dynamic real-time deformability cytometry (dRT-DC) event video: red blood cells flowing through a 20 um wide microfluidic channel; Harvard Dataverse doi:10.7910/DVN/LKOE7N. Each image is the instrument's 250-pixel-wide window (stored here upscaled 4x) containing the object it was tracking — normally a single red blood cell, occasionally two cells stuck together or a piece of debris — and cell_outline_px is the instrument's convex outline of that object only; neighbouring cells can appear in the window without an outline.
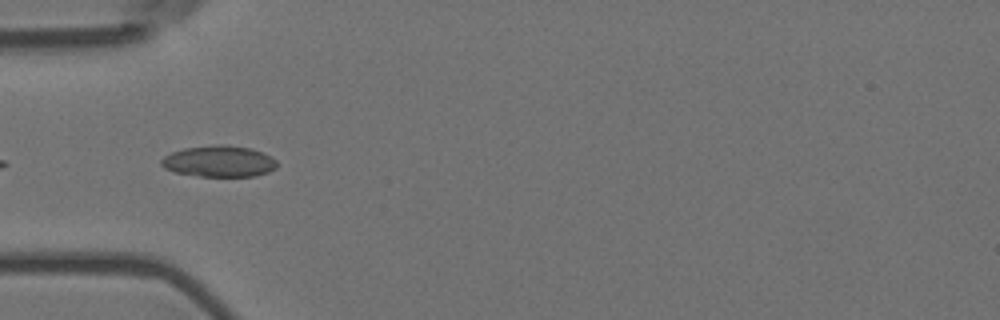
{"species": "Egyptian fruit bat (a non-hibernating species)", "species_latin": "Rousettus aegyptiacus", "temperature_condition": "room temperature", "stored_images_in_passage": 7, "camera_frame_rate_fps": 3000, "um_per_image_px": 0.085, "animal": {"sex": "female"}, "frame": {"image": 1, "passage_image": 2, "time_ms": 0.333, "image_size_px": [1000, 320], "cell_outline_px": [[276, 168], [268, 172], [256, 176], [200, 176], [176, 172], [164, 168], [160, 164], [160, 160], [164, 156], [172, 152], [184, 148], [220, 144], [224, 144], [252, 148], [276, 160]], "centroid_in_image_um": [18.6, 13.71], "position_along_channel_um": 66.4, "area_um2": 20.98}}